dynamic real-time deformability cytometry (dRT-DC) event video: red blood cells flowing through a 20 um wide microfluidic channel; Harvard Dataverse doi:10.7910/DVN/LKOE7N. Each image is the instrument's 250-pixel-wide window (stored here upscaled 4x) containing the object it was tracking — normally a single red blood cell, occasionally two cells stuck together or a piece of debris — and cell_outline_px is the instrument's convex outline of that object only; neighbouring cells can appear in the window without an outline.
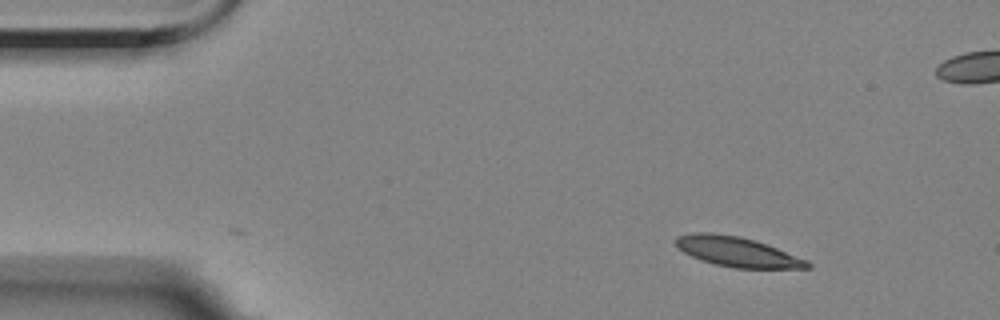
{"species": "Egyptian fruit bat (a non-hibernating species)", "species_latin": "Rousettus aegyptiacus", "temperature_condition": "room temperature", "stored_images_in_passage": 34, "camera_frame_rate_fps": 3000, "um_per_image_px": 0.085, "animal": {"sex": "female"}, "frame": {"image": 1, "passage_image": 1, "time_ms": 0.0, "image_size_px": [1000, 320], "cell_outline_px": [[812, 268], [732, 268], [700, 260], [684, 252], [676, 244], [676, 236], [692, 232], [712, 232], [740, 236], [756, 240], [808, 260], [812, 264]], "centroid_in_image_um": [62.68, 21.39], "position_along_channel_um": 22.3, "area_um2": 22.95}}
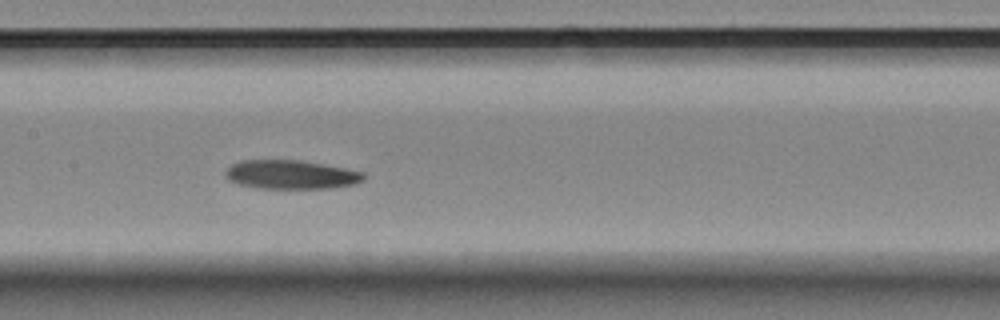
{"frame": {"image": 2, "passage_image": 21, "time_ms": 6.667, "image_size_px": [1000, 320], "cell_outline_px": [[364, 180], [356, 184], [328, 188], [260, 188], [240, 184], [228, 180], [224, 176], [224, 172], [232, 164], [240, 160], [300, 160], [324, 164], [364, 172]], "centroid_in_image_um": [24.72, 14.83], "position_along_channel_um": 182.7, "area_um2": 23.24}}
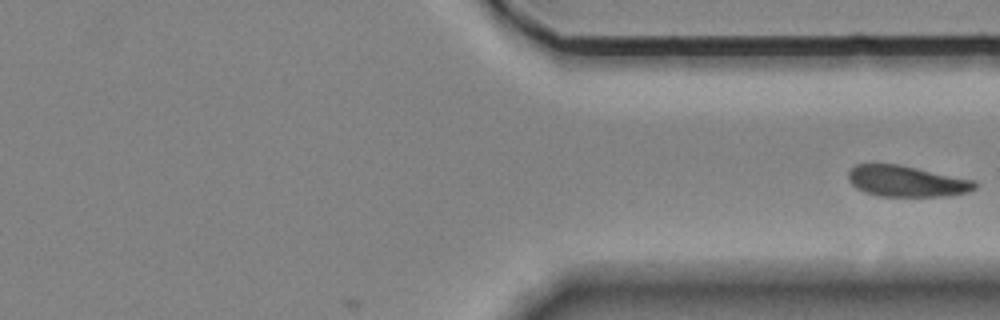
{"frame": {"image": 3, "passage_image": 34, "time_ms": 11.0, "image_size_px": [1000, 320], "cell_outline_px": [[976, 188], [968, 192], [948, 196], [876, 196], [864, 192], [856, 188], [848, 180], [848, 172], [856, 164], [900, 164], [976, 180]], "centroid_in_image_um": [77.07, 15.4], "position_along_channel_um": 334.3, "area_um2": 23.12}}